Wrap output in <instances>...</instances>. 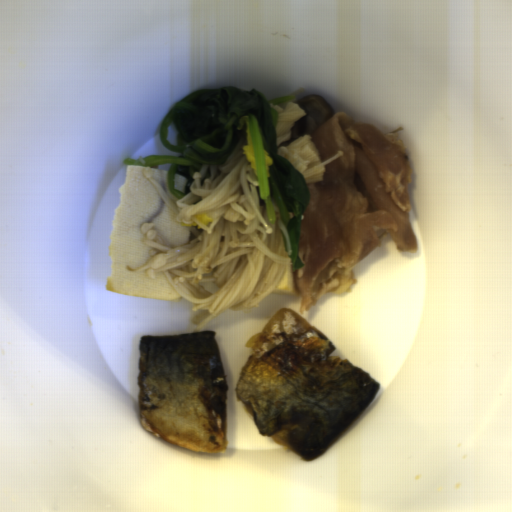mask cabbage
<instances>
[{
    "mask_svg": "<svg viewBox=\"0 0 512 512\" xmlns=\"http://www.w3.org/2000/svg\"><path fill=\"white\" fill-rule=\"evenodd\" d=\"M244 124H246L247 145H243L242 152L245 155L248 162L250 163L251 168L254 170L256 176L258 177L254 149H253L252 138H251L250 119H249L248 115L241 116L239 118V126L237 127V129L241 130Z\"/></svg>",
    "mask_w": 512,
    "mask_h": 512,
    "instance_id": "4295e07d",
    "label": "cabbage"
},
{
    "mask_svg": "<svg viewBox=\"0 0 512 512\" xmlns=\"http://www.w3.org/2000/svg\"><path fill=\"white\" fill-rule=\"evenodd\" d=\"M193 216L197 221L206 226L210 225L213 222L211 215L205 213L203 210L198 215Z\"/></svg>",
    "mask_w": 512,
    "mask_h": 512,
    "instance_id": "f4c42f77",
    "label": "cabbage"
},
{
    "mask_svg": "<svg viewBox=\"0 0 512 512\" xmlns=\"http://www.w3.org/2000/svg\"><path fill=\"white\" fill-rule=\"evenodd\" d=\"M265 172L266 178H270L269 168L273 164L272 157L269 156V151L264 148Z\"/></svg>",
    "mask_w": 512,
    "mask_h": 512,
    "instance_id": "31cb4dd1",
    "label": "cabbage"
},
{
    "mask_svg": "<svg viewBox=\"0 0 512 512\" xmlns=\"http://www.w3.org/2000/svg\"><path fill=\"white\" fill-rule=\"evenodd\" d=\"M184 226H189V227H197L198 229H203L196 221H192V222H183Z\"/></svg>",
    "mask_w": 512,
    "mask_h": 512,
    "instance_id": "83cfc177",
    "label": "cabbage"
}]
</instances>
